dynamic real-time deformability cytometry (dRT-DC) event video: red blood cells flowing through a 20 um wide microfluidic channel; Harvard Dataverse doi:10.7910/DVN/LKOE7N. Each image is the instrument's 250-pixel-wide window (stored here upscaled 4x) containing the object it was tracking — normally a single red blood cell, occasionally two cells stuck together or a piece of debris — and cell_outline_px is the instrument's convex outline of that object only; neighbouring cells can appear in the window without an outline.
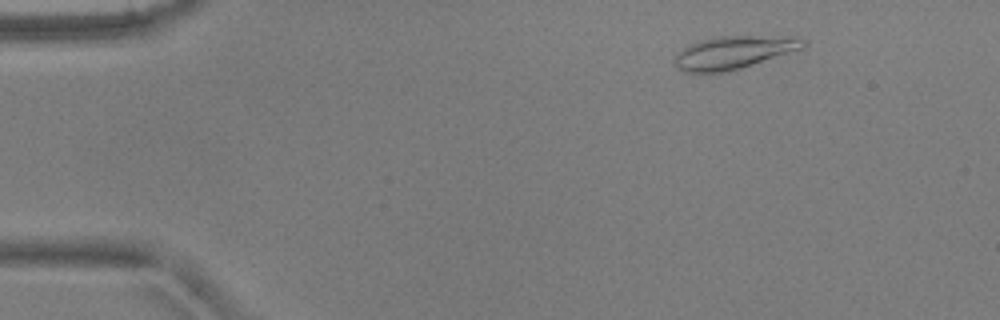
{"species": "common noctule bat (a hibernating species)", "species_latin": "Nyctalus noctula", "temperature_condition": "warm", "stored_images_in_passage": 4, "camera_frame_rate_fps": 3000, "um_per_image_px": 0.085, "animal": {"sex": "male", "body_mass_g": 17.9, "forearm_length_mm": 54.2}, "frame": {"image": 1, "passage_image": 2, "time_ms": 0.333, "image_size_px": [1000, 320], "cell_outline_px": [[808, 44], [804, 48], [728, 72], [700, 76], [684, 72], [676, 68], [672, 60], [676, 52], [688, 44], [700, 40], [720, 36], [804, 36], [808, 40]], "centroid_in_image_um": [62.32, 4.48], "position_along_channel_um": 22.7, "area_um2": 25.84}}